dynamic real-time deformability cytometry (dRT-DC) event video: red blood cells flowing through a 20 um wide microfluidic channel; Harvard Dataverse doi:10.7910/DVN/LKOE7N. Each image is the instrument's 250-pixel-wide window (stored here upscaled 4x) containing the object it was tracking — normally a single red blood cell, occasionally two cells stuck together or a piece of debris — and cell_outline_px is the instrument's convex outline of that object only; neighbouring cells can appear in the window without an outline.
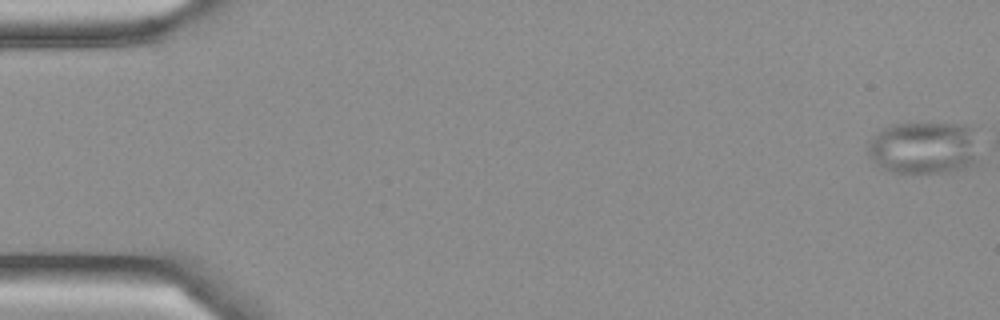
{"species": "Egyptian fruit bat (a non-hibernating species)", "species_latin": "Rousettus aegyptiacus", "temperature_condition": "cold", "stored_images_in_passage": 1, "camera_frame_rate_fps": 3000, "um_per_image_px": 0.085, "frame": {"image": 1, "passage_image": 1, "time_ms": 0.0, "image_size_px": [1000, 320], "cell_outline_px": [[980, 124], [976, 164], [964, 168], [944, 172], [888, 172], [880, 168], [868, 156], [868, 140], [876, 132], [892, 124], [932, 120]], "centroid_in_image_um": [78.64, 12.46], "position_along_channel_um": 6.4, "area_um2": 36.36}}